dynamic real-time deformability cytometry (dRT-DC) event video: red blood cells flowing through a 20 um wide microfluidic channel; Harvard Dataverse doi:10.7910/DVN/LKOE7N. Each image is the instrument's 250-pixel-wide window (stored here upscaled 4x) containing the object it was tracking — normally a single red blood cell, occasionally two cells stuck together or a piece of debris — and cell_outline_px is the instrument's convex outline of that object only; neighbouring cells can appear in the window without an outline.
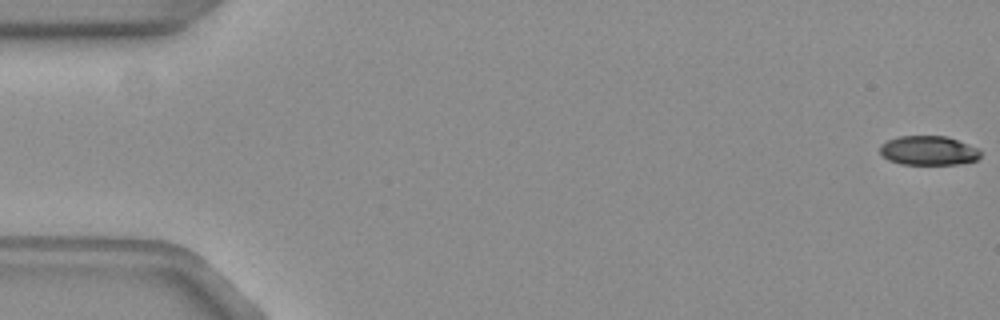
{"species": "common noctule bat (a hibernating species)", "species_latin": "Nyctalus noctula", "temperature_condition": "warm", "stored_images_in_passage": 11, "camera_frame_rate_fps": 3000, "um_per_image_px": 0.085, "animal": {"sex": "female", "body_mass_g": 19.3, "forearm_length_mm": 54.1}, "frame": {"image": 1, "passage_image": 1, "time_ms": 0.0, "image_size_px": [1000, 320], "cell_outline_px": [[980, 156], [976, 160], [960, 164], [904, 164], [888, 160], [880, 152], [880, 144], [888, 140], [900, 136], [944, 136], [956, 140], [976, 148], [980, 152]], "centroid_in_image_um": [78.89, 12.8], "position_along_channel_um": 6.1, "area_um2": 16.88}}